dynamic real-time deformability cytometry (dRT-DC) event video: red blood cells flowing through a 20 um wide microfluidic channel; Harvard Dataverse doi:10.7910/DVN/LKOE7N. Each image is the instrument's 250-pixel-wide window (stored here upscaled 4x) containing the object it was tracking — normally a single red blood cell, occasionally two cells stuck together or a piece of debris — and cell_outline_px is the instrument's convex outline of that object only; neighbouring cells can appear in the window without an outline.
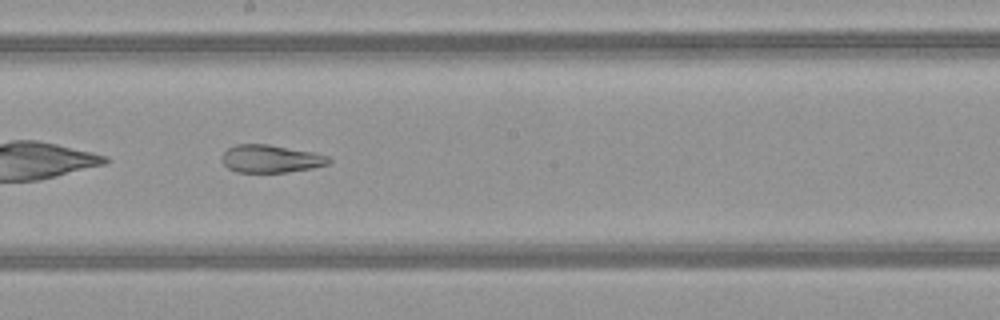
{"species": "common noctule bat (a hibernating species)", "species_latin": "Nyctalus noctula", "temperature_condition": "warm", "stored_images_in_passage": 22, "camera_frame_rate_fps": 3000, "um_per_image_px": 0.085, "animal": {"sex": "female", "body_mass_g": 21.9}, "frame": {"image": 1, "passage_image": 12, "time_ms": 3.667, "image_size_px": [1000, 320], "cell_outline_px": [[332, 160], [328, 164], [312, 168], [288, 172], [236, 172], [228, 168], [224, 164], [220, 156], [228, 148], [236, 144], [268, 144], [312, 152], [328, 156]], "centroid_in_image_um": [22.99, 13.49], "position_along_channel_um": 225.2, "area_um2": 17.28}}